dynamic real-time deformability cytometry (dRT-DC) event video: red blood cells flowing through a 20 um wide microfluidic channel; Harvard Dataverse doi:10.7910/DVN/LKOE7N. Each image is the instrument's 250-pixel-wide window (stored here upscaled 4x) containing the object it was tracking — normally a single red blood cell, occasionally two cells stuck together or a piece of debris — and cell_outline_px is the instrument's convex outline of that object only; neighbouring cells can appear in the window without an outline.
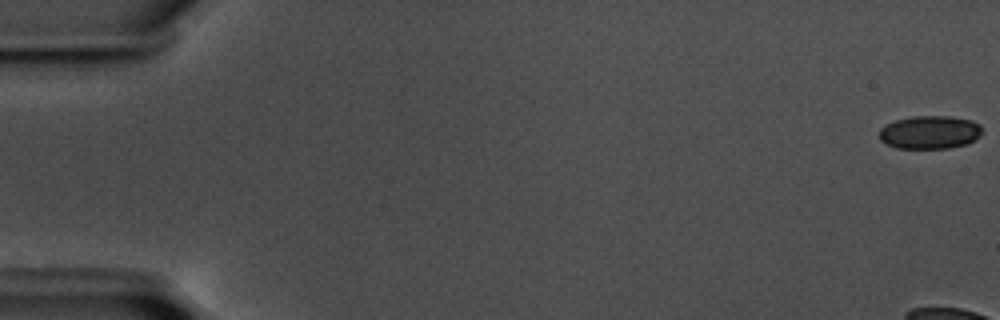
{"species": "common noctule bat (a hibernating species)", "species_latin": "Nyctalus noctula", "temperature_condition": "warm", "stored_images_in_passage": 9, "camera_frame_rate_fps": 3000, "um_per_image_px": 0.085, "animal": {"sex": "male", "body_mass_g": 17.5, "forearm_length_mm": 52.3}, "frame": {"image": 1, "passage_image": 1, "time_ms": 0.0, "image_size_px": [1000, 320], "cell_outline_px": [[984, 132], [980, 136], [968, 144], [948, 148], [896, 148], [884, 144], [880, 140], [880, 128], [884, 124], [896, 120], [912, 116], [952, 116], [972, 120], [980, 124]], "centroid_in_image_um": [79.05, 11.24], "position_along_channel_um": 6.0, "area_um2": 20.29}}